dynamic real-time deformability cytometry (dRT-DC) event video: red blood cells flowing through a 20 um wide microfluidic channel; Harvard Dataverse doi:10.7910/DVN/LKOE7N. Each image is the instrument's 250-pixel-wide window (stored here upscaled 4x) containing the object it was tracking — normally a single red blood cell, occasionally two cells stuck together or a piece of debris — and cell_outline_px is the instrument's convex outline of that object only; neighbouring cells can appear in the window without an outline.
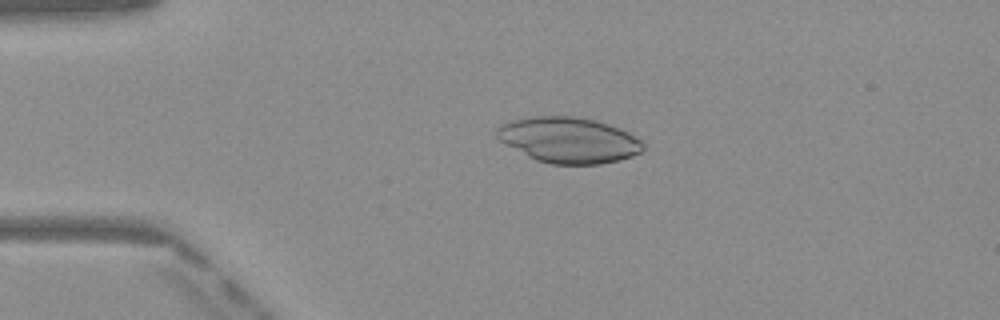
{"species": "Egyptian fruit bat (a non-hibernating species)", "species_latin": "Rousettus aegyptiacus", "temperature_condition": "warm", "stored_images_in_passage": 39, "camera_frame_rate_fps": 3000, "um_per_image_px": 0.085, "frame": {"image": 1, "passage_image": 1, "time_ms": 0.0, "image_size_px": [1000, 320], "cell_outline_px": [[644, 148], [640, 152], [632, 156], [620, 160], [600, 164], [552, 164], [536, 160], [504, 144], [496, 136], [496, 128], [512, 120], [532, 116], [572, 116], [596, 120], [620, 128], [628, 132], [640, 140], [644, 144]], "centroid_in_image_um": [48.34, 11.9], "position_along_channel_um": 36.7, "area_um2": 38.9}}
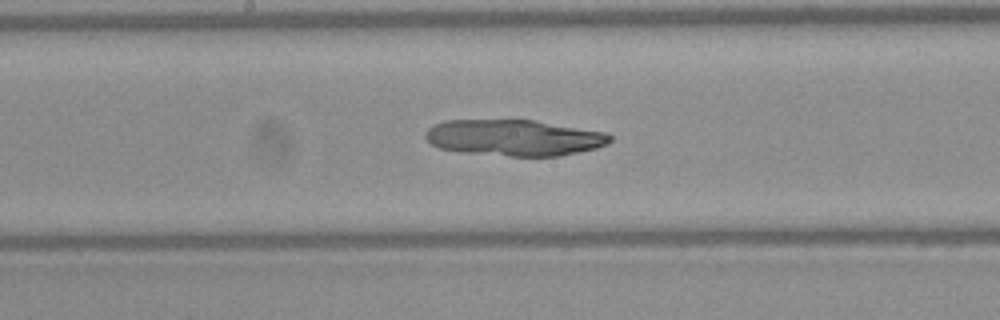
{"frame": {"image": 2, "passage_image": 16, "time_ms": 5.0, "image_size_px": [1000, 320], "cell_outline_px": [[612, 140], [608, 144], [596, 148], [560, 156], [508, 156], [464, 152], [440, 148], [432, 144], [424, 136], [424, 132], [428, 128], [444, 120], [536, 120], [608, 132], [612, 136]], "centroid_in_image_um": [43.75, 11.7], "position_along_channel_um": 204.5, "area_um2": 39.13}}